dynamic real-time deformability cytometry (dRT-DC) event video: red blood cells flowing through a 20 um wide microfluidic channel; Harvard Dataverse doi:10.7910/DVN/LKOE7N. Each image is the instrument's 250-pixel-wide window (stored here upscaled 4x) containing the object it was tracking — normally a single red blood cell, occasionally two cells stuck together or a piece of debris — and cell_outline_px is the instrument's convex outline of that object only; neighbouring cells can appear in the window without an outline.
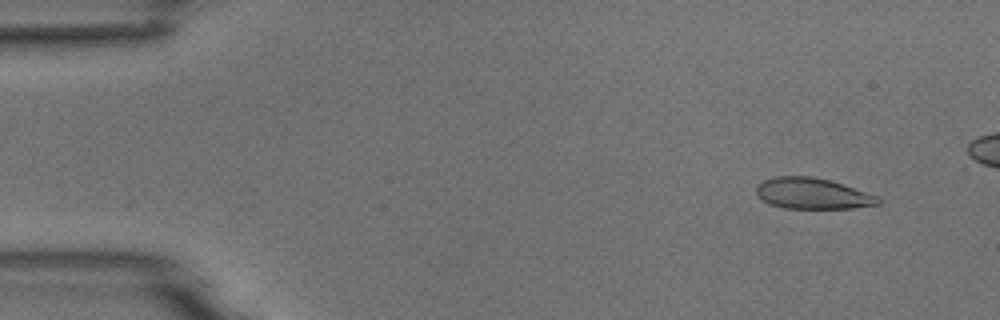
{"species": "common noctule bat (a hibernating species)", "species_latin": "Nyctalus noctula", "temperature_condition": "room temperature", "stored_images_in_passage": 6, "camera_frame_rate_fps": 3000, "um_per_image_px": 0.085, "animal": {"sex": "male", "body_mass_g": 18.8}, "frame": {"image": 1, "passage_image": 2, "time_ms": 0.333, "image_size_px": [1000, 320], "cell_outline_px": [[884, 200], [880, 204], [852, 208], [784, 208], [768, 204], [760, 200], [756, 192], [756, 188], [764, 180], [776, 176], [812, 176], [828, 180], [880, 196]], "centroid_in_image_um": [69.08, 16.46], "position_along_channel_um": 15.9, "area_um2": 22.08}}